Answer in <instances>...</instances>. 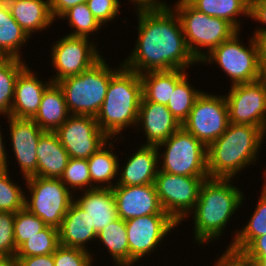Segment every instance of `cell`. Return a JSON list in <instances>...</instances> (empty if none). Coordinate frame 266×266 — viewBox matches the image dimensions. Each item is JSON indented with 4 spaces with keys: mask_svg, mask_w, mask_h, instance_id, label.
Returning <instances> with one entry per match:
<instances>
[{
    "mask_svg": "<svg viewBox=\"0 0 266 266\" xmlns=\"http://www.w3.org/2000/svg\"><path fill=\"white\" fill-rule=\"evenodd\" d=\"M138 39L122 63L139 75L150 71L185 70L197 63L190 53L180 18L172 8L136 11Z\"/></svg>",
    "mask_w": 266,
    "mask_h": 266,
    "instance_id": "6da1fadb",
    "label": "cell"
},
{
    "mask_svg": "<svg viewBox=\"0 0 266 266\" xmlns=\"http://www.w3.org/2000/svg\"><path fill=\"white\" fill-rule=\"evenodd\" d=\"M265 135L261 127L229 123L225 132L207 147L209 178L233 179L253 164Z\"/></svg>",
    "mask_w": 266,
    "mask_h": 266,
    "instance_id": "7a4b0ae2",
    "label": "cell"
},
{
    "mask_svg": "<svg viewBox=\"0 0 266 266\" xmlns=\"http://www.w3.org/2000/svg\"><path fill=\"white\" fill-rule=\"evenodd\" d=\"M230 180L207 178L203 182L199 198L191 211L195 224L193 237L197 243L206 244L219 238L232 214L243 204V192L230 184Z\"/></svg>",
    "mask_w": 266,
    "mask_h": 266,
    "instance_id": "3957f363",
    "label": "cell"
},
{
    "mask_svg": "<svg viewBox=\"0 0 266 266\" xmlns=\"http://www.w3.org/2000/svg\"><path fill=\"white\" fill-rule=\"evenodd\" d=\"M120 66L111 77L104 102L95 116L99 128L111 139L124 128L137 125L143 97L140 75Z\"/></svg>",
    "mask_w": 266,
    "mask_h": 266,
    "instance_id": "277c9868",
    "label": "cell"
},
{
    "mask_svg": "<svg viewBox=\"0 0 266 266\" xmlns=\"http://www.w3.org/2000/svg\"><path fill=\"white\" fill-rule=\"evenodd\" d=\"M119 69H110L103 57L91 68L57 82L70 115L96 116L104 102L111 77Z\"/></svg>",
    "mask_w": 266,
    "mask_h": 266,
    "instance_id": "5b68a950",
    "label": "cell"
},
{
    "mask_svg": "<svg viewBox=\"0 0 266 266\" xmlns=\"http://www.w3.org/2000/svg\"><path fill=\"white\" fill-rule=\"evenodd\" d=\"M174 11L180 18L186 45L197 62L238 32L227 20L208 16L187 0H178ZM203 47H207L208 52L199 51Z\"/></svg>",
    "mask_w": 266,
    "mask_h": 266,
    "instance_id": "8992f818",
    "label": "cell"
},
{
    "mask_svg": "<svg viewBox=\"0 0 266 266\" xmlns=\"http://www.w3.org/2000/svg\"><path fill=\"white\" fill-rule=\"evenodd\" d=\"M166 147L159 170L174 175L209 177L207 147L183 127L156 148Z\"/></svg>",
    "mask_w": 266,
    "mask_h": 266,
    "instance_id": "52a82bcc",
    "label": "cell"
},
{
    "mask_svg": "<svg viewBox=\"0 0 266 266\" xmlns=\"http://www.w3.org/2000/svg\"><path fill=\"white\" fill-rule=\"evenodd\" d=\"M31 198L25 196L24 207L47 226L59 228L74 195L61 179L31 176L25 178Z\"/></svg>",
    "mask_w": 266,
    "mask_h": 266,
    "instance_id": "ba28073f",
    "label": "cell"
},
{
    "mask_svg": "<svg viewBox=\"0 0 266 266\" xmlns=\"http://www.w3.org/2000/svg\"><path fill=\"white\" fill-rule=\"evenodd\" d=\"M239 32L230 39L224 41L201 62L211 63L214 61L231 78L232 85L249 83L260 79L259 74V48L257 39H250L249 47L240 43Z\"/></svg>",
    "mask_w": 266,
    "mask_h": 266,
    "instance_id": "9c48e42d",
    "label": "cell"
},
{
    "mask_svg": "<svg viewBox=\"0 0 266 266\" xmlns=\"http://www.w3.org/2000/svg\"><path fill=\"white\" fill-rule=\"evenodd\" d=\"M207 178L174 175L158 170L154 185L159 202L178 225L191 214L199 198L200 188Z\"/></svg>",
    "mask_w": 266,
    "mask_h": 266,
    "instance_id": "30bf717a",
    "label": "cell"
},
{
    "mask_svg": "<svg viewBox=\"0 0 266 266\" xmlns=\"http://www.w3.org/2000/svg\"><path fill=\"white\" fill-rule=\"evenodd\" d=\"M229 123L225 96L202 92L182 127L208 147L225 132Z\"/></svg>",
    "mask_w": 266,
    "mask_h": 266,
    "instance_id": "8fae6325",
    "label": "cell"
},
{
    "mask_svg": "<svg viewBox=\"0 0 266 266\" xmlns=\"http://www.w3.org/2000/svg\"><path fill=\"white\" fill-rule=\"evenodd\" d=\"M55 132L70 158L89 159L110 139L89 115H70Z\"/></svg>",
    "mask_w": 266,
    "mask_h": 266,
    "instance_id": "7c38bea8",
    "label": "cell"
},
{
    "mask_svg": "<svg viewBox=\"0 0 266 266\" xmlns=\"http://www.w3.org/2000/svg\"><path fill=\"white\" fill-rule=\"evenodd\" d=\"M225 98L230 123L258 126L266 132V82L231 85Z\"/></svg>",
    "mask_w": 266,
    "mask_h": 266,
    "instance_id": "4fadbf2b",
    "label": "cell"
},
{
    "mask_svg": "<svg viewBox=\"0 0 266 266\" xmlns=\"http://www.w3.org/2000/svg\"><path fill=\"white\" fill-rule=\"evenodd\" d=\"M87 37L64 36L52 45V65L57 70L52 82L75 76L91 68L103 56Z\"/></svg>",
    "mask_w": 266,
    "mask_h": 266,
    "instance_id": "5bb4252c",
    "label": "cell"
},
{
    "mask_svg": "<svg viewBox=\"0 0 266 266\" xmlns=\"http://www.w3.org/2000/svg\"><path fill=\"white\" fill-rule=\"evenodd\" d=\"M125 224L129 245V266L159 247L163 238L178 225L168 214L132 218L125 221Z\"/></svg>",
    "mask_w": 266,
    "mask_h": 266,
    "instance_id": "9a60e30c",
    "label": "cell"
},
{
    "mask_svg": "<svg viewBox=\"0 0 266 266\" xmlns=\"http://www.w3.org/2000/svg\"><path fill=\"white\" fill-rule=\"evenodd\" d=\"M118 217L127 221L145 215L167 214L161 207L154 184L114 186Z\"/></svg>",
    "mask_w": 266,
    "mask_h": 266,
    "instance_id": "2e32d148",
    "label": "cell"
},
{
    "mask_svg": "<svg viewBox=\"0 0 266 266\" xmlns=\"http://www.w3.org/2000/svg\"><path fill=\"white\" fill-rule=\"evenodd\" d=\"M13 152L25 178L37 173V144L44 132L33 119L8 117Z\"/></svg>",
    "mask_w": 266,
    "mask_h": 266,
    "instance_id": "e0dca14e",
    "label": "cell"
},
{
    "mask_svg": "<svg viewBox=\"0 0 266 266\" xmlns=\"http://www.w3.org/2000/svg\"><path fill=\"white\" fill-rule=\"evenodd\" d=\"M137 124L142 125L147 143L158 146L179 130L182 125L166 105L141 99Z\"/></svg>",
    "mask_w": 266,
    "mask_h": 266,
    "instance_id": "ac0fdd59",
    "label": "cell"
},
{
    "mask_svg": "<svg viewBox=\"0 0 266 266\" xmlns=\"http://www.w3.org/2000/svg\"><path fill=\"white\" fill-rule=\"evenodd\" d=\"M43 82L35 76L31 68L29 69V66H26L19 73L15 83L10 116L32 119L36 115L43 92L52 83V78L48 79V82Z\"/></svg>",
    "mask_w": 266,
    "mask_h": 266,
    "instance_id": "d6986e66",
    "label": "cell"
},
{
    "mask_svg": "<svg viewBox=\"0 0 266 266\" xmlns=\"http://www.w3.org/2000/svg\"><path fill=\"white\" fill-rule=\"evenodd\" d=\"M156 146L143 145L132 154L122 168L115 186H139L154 184L159 170L160 153ZM158 164V165H157Z\"/></svg>",
    "mask_w": 266,
    "mask_h": 266,
    "instance_id": "ffe728a7",
    "label": "cell"
},
{
    "mask_svg": "<svg viewBox=\"0 0 266 266\" xmlns=\"http://www.w3.org/2000/svg\"><path fill=\"white\" fill-rule=\"evenodd\" d=\"M81 192L83 195L75 202L87 213L90 225L97 234L119 218L112 189L94 188Z\"/></svg>",
    "mask_w": 266,
    "mask_h": 266,
    "instance_id": "44dd1931",
    "label": "cell"
},
{
    "mask_svg": "<svg viewBox=\"0 0 266 266\" xmlns=\"http://www.w3.org/2000/svg\"><path fill=\"white\" fill-rule=\"evenodd\" d=\"M37 173L34 176L60 179L70 156L60 143L56 132L44 131L38 141Z\"/></svg>",
    "mask_w": 266,
    "mask_h": 266,
    "instance_id": "7402d4cb",
    "label": "cell"
},
{
    "mask_svg": "<svg viewBox=\"0 0 266 266\" xmlns=\"http://www.w3.org/2000/svg\"><path fill=\"white\" fill-rule=\"evenodd\" d=\"M58 231L61 246L84 250H87L85 244L97 239L98 235L91 227L87 213L75 201L70 205Z\"/></svg>",
    "mask_w": 266,
    "mask_h": 266,
    "instance_id": "603a6c76",
    "label": "cell"
},
{
    "mask_svg": "<svg viewBox=\"0 0 266 266\" xmlns=\"http://www.w3.org/2000/svg\"><path fill=\"white\" fill-rule=\"evenodd\" d=\"M10 13L25 33L47 29L54 21L49 0H6Z\"/></svg>",
    "mask_w": 266,
    "mask_h": 266,
    "instance_id": "cb8c5ba5",
    "label": "cell"
},
{
    "mask_svg": "<svg viewBox=\"0 0 266 266\" xmlns=\"http://www.w3.org/2000/svg\"><path fill=\"white\" fill-rule=\"evenodd\" d=\"M70 116L64 94L57 83H51L43 92L38 112L32 118L43 130L55 132Z\"/></svg>",
    "mask_w": 266,
    "mask_h": 266,
    "instance_id": "d4e9b609",
    "label": "cell"
},
{
    "mask_svg": "<svg viewBox=\"0 0 266 266\" xmlns=\"http://www.w3.org/2000/svg\"><path fill=\"white\" fill-rule=\"evenodd\" d=\"M185 70L150 71L140 75L146 101L167 105L175 86L186 76Z\"/></svg>",
    "mask_w": 266,
    "mask_h": 266,
    "instance_id": "484cf974",
    "label": "cell"
},
{
    "mask_svg": "<svg viewBox=\"0 0 266 266\" xmlns=\"http://www.w3.org/2000/svg\"><path fill=\"white\" fill-rule=\"evenodd\" d=\"M29 36L15 21L6 0H0V52L4 57L21 59L20 47L28 42Z\"/></svg>",
    "mask_w": 266,
    "mask_h": 266,
    "instance_id": "4316f807",
    "label": "cell"
},
{
    "mask_svg": "<svg viewBox=\"0 0 266 266\" xmlns=\"http://www.w3.org/2000/svg\"><path fill=\"white\" fill-rule=\"evenodd\" d=\"M112 143L113 141L108 143L110 148L108 147V149L106 148L104 149L103 147H101L89 159H87L90 177H91V189L94 188L112 189L115 186L111 183V181L115 179L116 175H118L117 174L118 171L121 168H119L120 165L118 163L119 159H117L116 154L113 153L112 151L113 149ZM104 183L106 185H104Z\"/></svg>",
    "mask_w": 266,
    "mask_h": 266,
    "instance_id": "83f0119b",
    "label": "cell"
},
{
    "mask_svg": "<svg viewBox=\"0 0 266 266\" xmlns=\"http://www.w3.org/2000/svg\"><path fill=\"white\" fill-rule=\"evenodd\" d=\"M194 8L202 13L222 18L240 31V14L250 18V0H187Z\"/></svg>",
    "mask_w": 266,
    "mask_h": 266,
    "instance_id": "f1b7e54d",
    "label": "cell"
},
{
    "mask_svg": "<svg viewBox=\"0 0 266 266\" xmlns=\"http://www.w3.org/2000/svg\"><path fill=\"white\" fill-rule=\"evenodd\" d=\"M97 240L108 249L116 266H129V245L125 220L115 219L97 235Z\"/></svg>",
    "mask_w": 266,
    "mask_h": 266,
    "instance_id": "f546056e",
    "label": "cell"
},
{
    "mask_svg": "<svg viewBox=\"0 0 266 266\" xmlns=\"http://www.w3.org/2000/svg\"><path fill=\"white\" fill-rule=\"evenodd\" d=\"M255 211L247 225L236 231L228 249L241 253L256 237L266 234V180Z\"/></svg>",
    "mask_w": 266,
    "mask_h": 266,
    "instance_id": "4dcf8cb0",
    "label": "cell"
},
{
    "mask_svg": "<svg viewBox=\"0 0 266 266\" xmlns=\"http://www.w3.org/2000/svg\"><path fill=\"white\" fill-rule=\"evenodd\" d=\"M27 66L19 58L5 57L0 61V115L10 116L19 73Z\"/></svg>",
    "mask_w": 266,
    "mask_h": 266,
    "instance_id": "1f68e13d",
    "label": "cell"
},
{
    "mask_svg": "<svg viewBox=\"0 0 266 266\" xmlns=\"http://www.w3.org/2000/svg\"><path fill=\"white\" fill-rule=\"evenodd\" d=\"M60 246L58 228L46 226L41 232L30 237L16 252L15 257H31L53 254Z\"/></svg>",
    "mask_w": 266,
    "mask_h": 266,
    "instance_id": "d6a6232c",
    "label": "cell"
},
{
    "mask_svg": "<svg viewBox=\"0 0 266 266\" xmlns=\"http://www.w3.org/2000/svg\"><path fill=\"white\" fill-rule=\"evenodd\" d=\"M186 75L176 86L171 95V99L166 105L177 121L182 125L188 118L194 103L202 93L195 90L188 82Z\"/></svg>",
    "mask_w": 266,
    "mask_h": 266,
    "instance_id": "836d02e7",
    "label": "cell"
},
{
    "mask_svg": "<svg viewBox=\"0 0 266 266\" xmlns=\"http://www.w3.org/2000/svg\"><path fill=\"white\" fill-rule=\"evenodd\" d=\"M59 18H68L67 20H69L70 27L72 29L76 28L70 34H67L69 36L89 38V34H92L93 32L101 29V24L94 17L87 3L78 4L74 7L69 8Z\"/></svg>",
    "mask_w": 266,
    "mask_h": 266,
    "instance_id": "e575fe53",
    "label": "cell"
},
{
    "mask_svg": "<svg viewBox=\"0 0 266 266\" xmlns=\"http://www.w3.org/2000/svg\"><path fill=\"white\" fill-rule=\"evenodd\" d=\"M8 173V169H0V211L16 213L24 208L26 194Z\"/></svg>",
    "mask_w": 266,
    "mask_h": 266,
    "instance_id": "d590c367",
    "label": "cell"
},
{
    "mask_svg": "<svg viewBox=\"0 0 266 266\" xmlns=\"http://www.w3.org/2000/svg\"><path fill=\"white\" fill-rule=\"evenodd\" d=\"M47 225L35 214L29 212L25 207L16 212L14 220V239L17 249L30 237L41 232Z\"/></svg>",
    "mask_w": 266,
    "mask_h": 266,
    "instance_id": "8d00e7d4",
    "label": "cell"
},
{
    "mask_svg": "<svg viewBox=\"0 0 266 266\" xmlns=\"http://www.w3.org/2000/svg\"><path fill=\"white\" fill-rule=\"evenodd\" d=\"M60 179L69 190L71 188L72 192L76 189L83 190V188L90 190L91 177L87 159L70 158Z\"/></svg>",
    "mask_w": 266,
    "mask_h": 266,
    "instance_id": "74e56055",
    "label": "cell"
},
{
    "mask_svg": "<svg viewBox=\"0 0 266 266\" xmlns=\"http://www.w3.org/2000/svg\"><path fill=\"white\" fill-rule=\"evenodd\" d=\"M16 213L0 211V257L15 258L14 220Z\"/></svg>",
    "mask_w": 266,
    "mask_h": 266,
    "instance_id": "f35d334b",
    "label": "cell"
},
{
    "mask_svg": "<svg viewBox=\"0 0 266 266\" xmlns=\"http://www.w3.org/2000/svg\"><path fill=\"white\" fill-rule=\"evenodd\" d=\"M54 266H92L91 252L81 248L59 246L53 253Z\"/></svg>",
    "mask_w": 266,
    "mask_h": 266,
    "instance_id": "ab89813d",
    "label": "cell"
},
{
    "mask_svg": "<svg viewBox=\"0 0 266 266\" xmlns=\"http://www.w3.org/2000/svg\"><path fill=\"white\" fill-rule=\"evenodd\" d=\"M86 3L102 26L118 16L120 9L119 0H87Z\"/></svg>",
    "mask_w": 266,
    "mask_h": 266,
    "instance_id": "60d3db41",
    "label": "cell"
},
{
    "mask_svg": "<svg viewBox=\"0 0 266 266\" xmlns=\"http://www.w3.org/2000/svg\"><path fill=\"white\" fill-rule=\"evenodd\" d=\"M250 18L266 24V0H250ZM253 37L256 39L266 37V28H257Z\"/></svg>",
    "mask_w": 266,
    "mask_h": 266,
    "instance_id": "b9f144b4",
    "label": "cell"
},
{
    "mask_svg": "<svg viewBox=\"0 0 266 266\" xmlns=\"http://www.w3.org/2000/svg\"><path fill=\"white\" fill-rule=\"evenodd\" d=\"M222 254L214 266H256L253 261L247 259L242 253L228 248Z\"/></svg>",
    "mask_w": 266,
    "mask_h": 266,
    "instance_id": "7bdbcfd3",
    "label": "cell"
},
{
    "mask_svg": "<svg viewBox=\"0 0 266 266\" xmlns=\"http://www.w3.org/2000/svg\"><path fill=\"white\" fill-rule=\"evenodd\" d=\"M241 253L245 257H266V234L256 237Z\"/></svg>",
    "mask_w": 266,
    "mask_h": 266,
    "instance_id": "ee69618b",
    "label": "cell"
},
{
    "mask_svg": "<svg viewBox=\"0 0 266 266\" xmlns=\"http://www.w3.org/2000/svg\"><path fill=\"white\" fill-rule=\"evenodd\" d=\"M17 266H54L53 254L31 257H15Z\"/></svg>",
    "mask_w": 266,
    "mask_h": 266,
    "instance_id": "f6af8a7d",
    "label": "cell"
},
{
    "mask_svg": "<svg viewBox=\"0 0 266 266\" xmlns=\"http://www.w3.org/2000/svg\"><path fill=\"white\" fill-rule=\"evenodd\" d=\"M87 0H49L51 13L55 18L60 17L66 10Z\"/></svg>",
    "mask_w": 266,
    "mask_h": 266,
    "instance_id": "bcb514c9",
    "label": "cell"
},
{
    "mask_svg": "<svg viewBox=\"0 0 266 266\" xmlns=\"http://www.w3.org/2000/svg\"><path fill=\"white\" fill-rule=\"evenodd\" d=\"M132 3L134 2L135 5L137 4L136 11H147V10H164L170 9L167 3L163 1L160 2L159 0H130Z\"/></svg>",
    "mask_w": 266,
    "mask_h": 266,
    "instance_id": "7dc6e473",
    "label": "cell"
},
{
    "mask_svg": "<svg viewBox=\"0 0 266 266\" xmlns=\"http://www.w3.org/2000/svg\"><path fill=\"white\" fill-rule=\"evenodd\" d=\"M259 48V74L260 79L266 82V37L257 39Z\"/></svg>",
    "mask_w": 266,
    "mask_h": 266,
    "instance_id": "c3c4849f",
    "label": "cell"
},
{
    "mask_svg": "<svg viewBox=\"0 0 266 266\" xmlns=\"http://www.w3.org/2000/svg\"><path fill=\"white\" fill-rule=\"evenodd\" d=\"M1 131V130H0ZM2 133L0 132V169H8L6 150L4 148Z\"/></svg>",
    "mask_w": 266,
    "mask_h": 266,
    "instance_id": "681fc988",
    "label": "cell"
},
{
    "mask_svg": "<svg viewBox=\"0 0 266 266\" xmlns=\"http://www.w3.org/2000/svg\"><path fill=\"white\" fill-rule=\"evenodd\" d=\"M0 266H17L14 258L0 257Z\"/></svg>",
    "mask_w": 266,
    "mask_h": 266,
    "instance_id": "f907efd6",
    "label": "cell"
},
{
    "mask_svg": "<svg viewBox=\"0 0 266 266\" xmlns=\"http://www.w3.org/2000/svg\"><path fill=\"white\" fill-rule=\"evenodd\" d=\"M247 259L253 261L256 266H266V257H246Z\"/></svg>",
    "mask_w": 266,
    "mask_h": 266,
    "instance_id": "816d5d0a",
    "label": "cell"
},
{
    "mask_svg": "<svg viewBox=\"0 0 266 266\" xmlns=\"http://www.w3.org/2000/svg\"><path fill=\"white\" fill-rule=\"evenodd\" d=\"M3 58H5L2 54H1V52H0V61L3 59Z\"/></svg>",
    "mask_w": 266,
    "mask_h": 266,
    "instance_id": "f5cc1de1",
    "label": "cell"
}]
</instances>
